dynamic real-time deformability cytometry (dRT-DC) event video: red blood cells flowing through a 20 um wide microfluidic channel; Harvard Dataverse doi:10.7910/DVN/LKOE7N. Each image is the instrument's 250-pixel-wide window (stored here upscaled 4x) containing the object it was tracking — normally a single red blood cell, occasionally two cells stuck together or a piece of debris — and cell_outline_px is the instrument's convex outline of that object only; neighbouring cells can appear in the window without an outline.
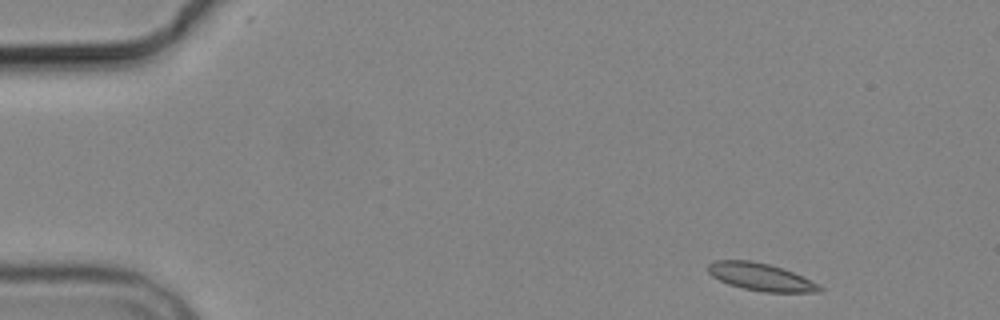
{"species": "common noctule bat (a hibernating species)", "species_latin": "Nyctalus noctula", "temperature_condition": "cold", "stored_images_in_passage": 4, "camera_frame_rate_fps": 3000, "um_per_image_px": 0.085, "animal": {"sex": "male", "body_mass_g": 19.2, "forearm_length_mm": 51.8}, "frame": {"image": 1, "passage_image": 1, "time_ms": 0.0, "image_size_px": [1000, 320], "cell_outline_px": [[824, 288], [820, 292], [764, 292], [744, 288], [728, 284], [712, 276], [708, 272], [708, 264], [716, 260], [748, 260], [768, 264], [792, 272], [820, 284]], "centroid_in_image_um": [64.67, 23.54], "position_along_channel_um": 20.3, "area_um2": 17.69}}
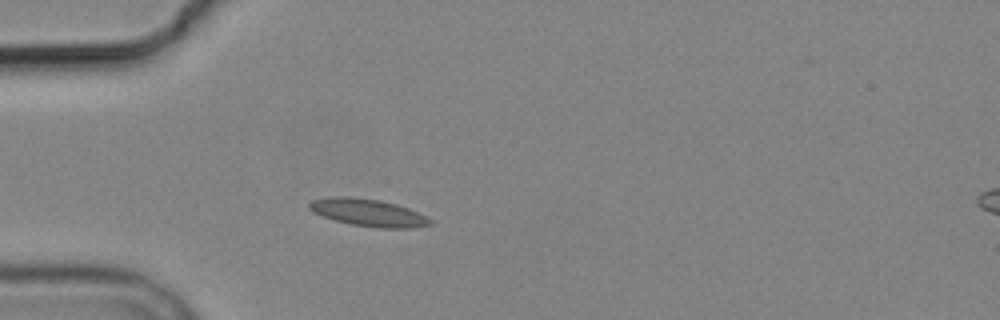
{"frame": {"image": 2, "passage_image": 4, "time_ms": 3.333, "image_size_px": [1000, 320], "cell_outline_px": [[432, 224], [412, 228], [380, 228], [352, 224], [336, 220], [312, 212], [308, 208], [308, 204], [312, 200], [332, 196], [348, 196], [380, 200], [396, 204], [408, 208], [432, 220]], "centroid_in_image_um": [31.27, 18.06], "position_along_channel_um": 53.7, "area_um2": 19.07}}